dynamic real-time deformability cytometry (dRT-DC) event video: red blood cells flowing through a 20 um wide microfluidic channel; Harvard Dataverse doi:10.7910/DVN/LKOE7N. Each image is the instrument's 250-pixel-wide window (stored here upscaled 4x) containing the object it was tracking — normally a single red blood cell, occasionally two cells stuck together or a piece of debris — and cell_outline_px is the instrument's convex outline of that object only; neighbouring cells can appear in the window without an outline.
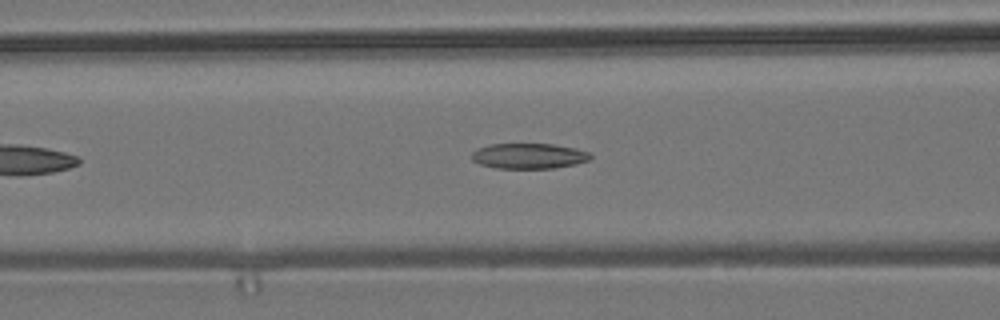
{"species": "common noctule bat (a hibernating species)", "species_latin": "Nyctalus noctula", "temperature_condition": "room temperature", "stored_images_in_passage": 20, "camera_frame_rate_fps": 3000, "um_per_image_px": 0.085, "animal": {"sex": "male", "body_mass_g": 19.2, "forearm_length_mm": 51.8}, "frame": {"image": 1, "passage_image": 12, "time_ms": 3.667, "image_size_px": [1000, 320], "cell_outline_px": [[592, 156], [588, 160], [576, 164], [556, 168], [496, 168], [480, 164], [472, 160], [472, 152], [476, 148], [488, 144], [552, 144], [576, 148], [588, 152]], "centroid_in_image_um": [44.93, 13.25], "position_along_channel_um": 121.7, "area_um2": 17.63}}
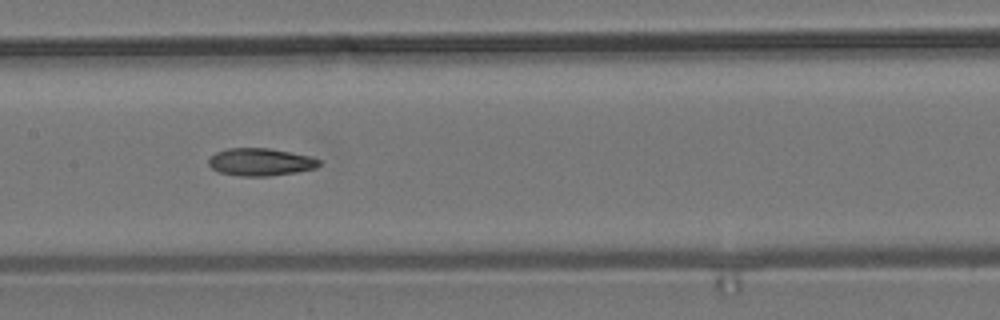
{"frame": {"image": 2, "passage_image": 17, "time_ms": 5.333, "image_size_px": [1000, 320], "cell_outline_px": [[320, 164], [316, 168], [296, 172], [268, 176], [240, 176], [220, 172], [212, 168], [208, 164], [208, 160], [216, 152], [228, 148], [268, 148], [308, 156], [320, 160]], "centroid_in_image_um": [22.12, 13.77], "position_along_channel_um": 185.3, "area_um2": 17.51}}